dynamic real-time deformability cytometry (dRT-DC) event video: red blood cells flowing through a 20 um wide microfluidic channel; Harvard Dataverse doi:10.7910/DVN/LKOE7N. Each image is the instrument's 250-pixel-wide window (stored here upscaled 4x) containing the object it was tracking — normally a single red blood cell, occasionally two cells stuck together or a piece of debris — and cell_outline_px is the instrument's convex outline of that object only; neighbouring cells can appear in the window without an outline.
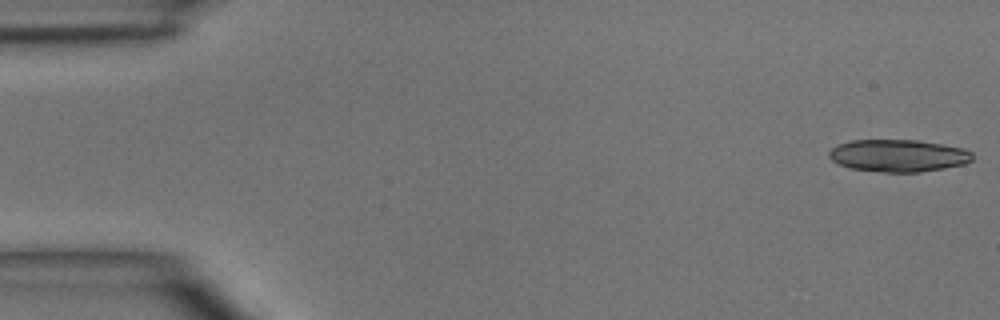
{"species": "common noctule bat (a hibernating species)", "species_latin": "Nyctalus noctula", "temperature_condition": "room temperature", "stored_images_in_passage": 7, "segment_of_instrument_passage": [1, 2], "camera_frame_rate_fps": 3000, "um_per_image_px": 0.085, "animal": {"sex": "male", "body_mass_g": 15.6}, "frame": {"image": 1, "passage_image": 1, "time_ms": 0.0, "image_size_px": [1000, 320], "cell_outline_px": [[972, 160], [964, 164], [944, 168], [920, 172], [884, 172], [852, 168], [840, 164], [832, 160], [828, 156], [828, 152], [836, 144], [852, 140], [916, 140], [964, 148], [972, 152]], "centroid_in_image_um": [76.34, 13.22], "position_along_channel_um": 8.7, "area_um2": 26.88}}
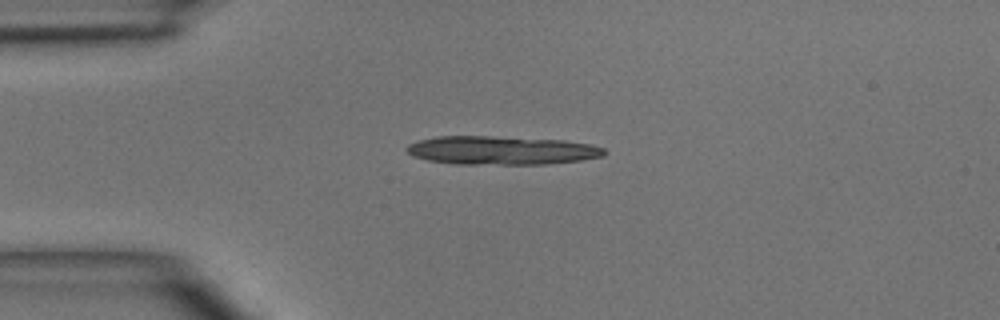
{"frame": {"image": 2, "passage_image": 4, "time_ms": 3.333, "image_size_px": [1000, 320], "cell_outline_px": [[608, 152], [604, 156], [580, 160], [548, 164], [456, 164], [428, 160], [412, 156], [404, 148], [408, 144], [420, 140], [436, 136], [488, 136], [564, 140], [592, 144], [604, 148]], "centroid_in_image_um": [42.64, 12.78], "position_along_channel_um": 42.4, "area_um2": 33.06}}